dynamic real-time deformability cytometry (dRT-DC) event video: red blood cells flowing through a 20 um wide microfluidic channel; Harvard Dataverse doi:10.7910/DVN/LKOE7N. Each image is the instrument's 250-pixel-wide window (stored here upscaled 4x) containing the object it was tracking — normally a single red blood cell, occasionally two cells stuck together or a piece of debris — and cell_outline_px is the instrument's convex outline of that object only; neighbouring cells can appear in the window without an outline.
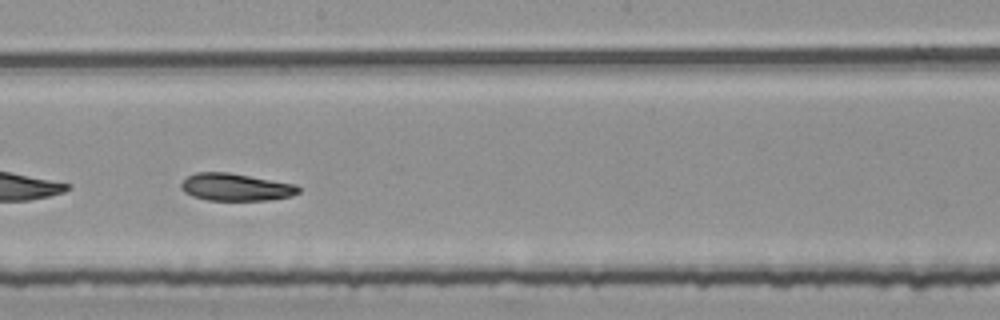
{"species": "common noctule bat (a hibernating species)", "species_latin": "Nyctalus noctula", "temperature_condition": "room temperature", "stored_images_in_passage": 52, "segment_of_instrument_passage": [2, 2], "camera_frame_rate_fps": 3000, "um_per_image_px": 0.085, "animal": {"sex": "female", "body_mass_g": 25.1}, "frame": {"image": 1, "passage_image": 30, "time_ms": 9.667, "image_size_px": [1000, 320], "cell_outline_px": [[300, 192], [292, 196], [268, 200], [208, 200], [192, 196], [184, 192], [180, 188], [180, 184], [188, 176], [196, 172], [228, 172], [296, 184], [300, 188]], "centroid_in_image_um": [20.04, 15.9], "position_along_channel_um": 228.2, "area_um2": 18.79}}
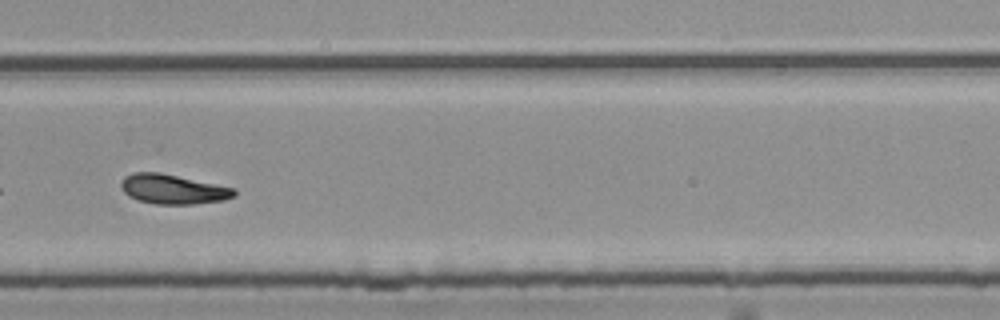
{"frame": {"image": 2, "passage_image": 37, "time_ms": 12.0, "image_size_px": [1000, 320], "cell_outline_px": [[236, 196], [224, 200], [196, 204], [156, 204], [136, 200], [128, 196], [120, 188], [120, 184], [124, 176], [132, 172], [160, 172], [236, 188]], "centroid_in_image_um": [14.69, 16.08], "position_along_channel_um": 315.1, "area_um2": 19.83}}
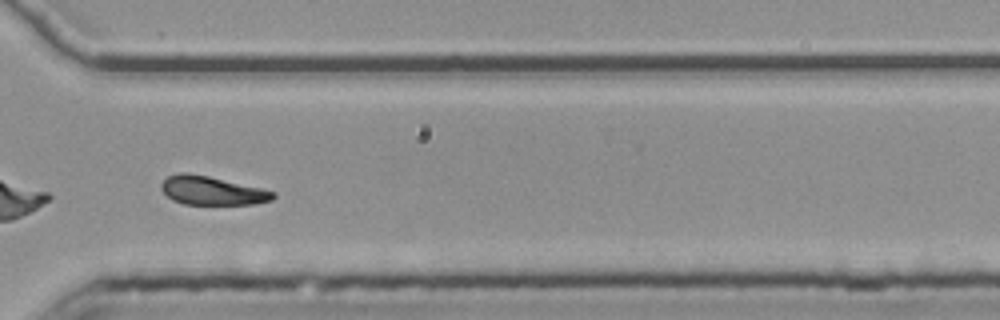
{"frame": {"image": 3, "passage_image": 40, "time_ms": 13.0, "image_size_px": [1000, 320], "cell_outline_px": [[276, 196], [272, 200], [256, 204], [184, 204], [172, 200], [160, 188], [160, 184], [168, 176], [180, 172], [188, 172], [208, 176], [260, 188], [276, 192]], "centroid_in_image_um": [18.01, 16.2], "position_along_channel_um": 352.6, "area_um2": 18.61}}